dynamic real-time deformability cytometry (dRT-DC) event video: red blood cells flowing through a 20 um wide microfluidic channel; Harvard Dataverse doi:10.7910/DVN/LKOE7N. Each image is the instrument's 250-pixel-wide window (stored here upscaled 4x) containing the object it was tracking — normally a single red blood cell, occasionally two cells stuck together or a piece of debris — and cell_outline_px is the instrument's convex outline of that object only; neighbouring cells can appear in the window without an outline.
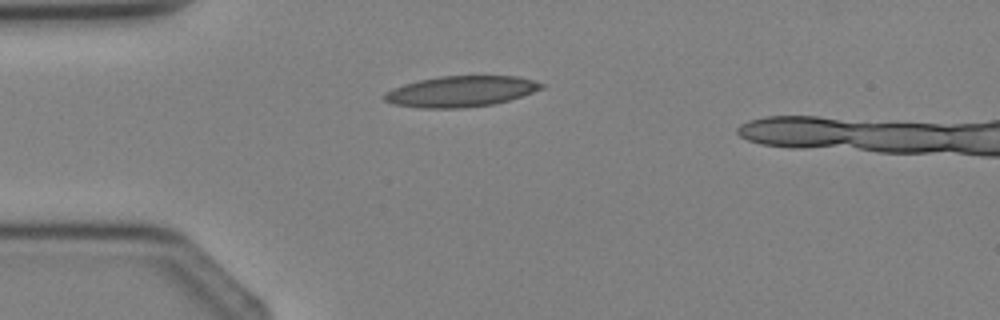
{"species": "Egyptian fruit bat (a non-hibernating species)", "species_latin": "Rousettus aegyptiacus", "temperature_condition": "cold", "stored_images_in_passage": 2, "camera_frame_rate_fps": 3000, "um_per_image_px": 0.085, "animal": {"sex": "female"}, "frame": {"image": 1, "passage_image": 1, "time_ms": 0.0, "image_size_px": [1000, 320], "cell_outline_px": [[548, 84], [544, 88], [508, 100], [492, 104], [464, 108], [420, 108], [396, 104], [384, 100], [380, 96], [384, 92], [392, 88], [404, 84], [420, 80], [440, 76], [516, 76]], "centroid_in_image_um": [39.15, 7.76], "position_along_channel_um": 45.8, "area_um2": 28.21}}